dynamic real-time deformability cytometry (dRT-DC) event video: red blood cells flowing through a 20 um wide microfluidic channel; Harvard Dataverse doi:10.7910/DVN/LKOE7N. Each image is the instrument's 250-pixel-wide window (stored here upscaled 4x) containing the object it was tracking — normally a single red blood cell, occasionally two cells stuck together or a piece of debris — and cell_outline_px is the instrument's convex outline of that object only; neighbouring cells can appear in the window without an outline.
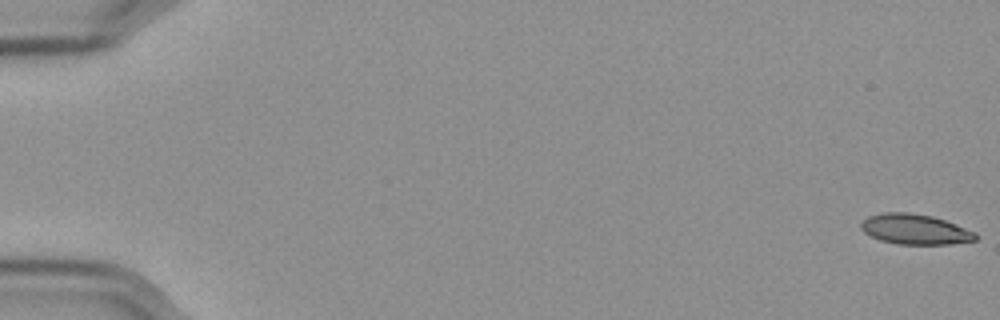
{"species": "Egyptian fruit bat (a non-hibernating species)", "species_latin": "Rousettus aegyptiacus", "temperature_condition": "cold", "stored_images_in_passage": 58, "camera_frame_rate_fps": 3000, "um_per_image_px": 0.085, "frame": {"image": 1, "passage_image": 1, "time_ms": 0.0, "image_size_px": [1000, 320], "cell_outline_px": [[976, 240], [952, 244], [896, 244], [880, 240], [864, 232], [860, 228], [860, 224], [868, 216], [884, 212], [908, 212], [932, 216], [956, 224], [976, 232]], "centroid_in_image_um": [77.77, 19.49], "position_along_channel_um": 7.2, "area_um2": 20.17}}
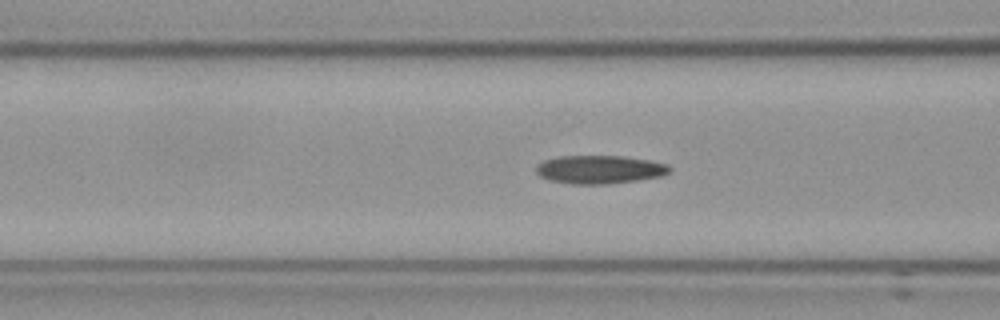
{"frame": {"image": 2, "passage_image": 24, "time_ms": 7.667, "image_size_px": [1000, 320], "cell_outline_px": [[672, 172], [664, 176], [636, 180], [604, 184], [572, 184], [548, 180], [540, 176], [536, 172], [536, 164], [544, 160], [560, 156], [620, 156], [648, 160], [668, 164], [672, 168]], "centroid_in_image_um": [50.98, 14.41], "position_along_channel_um": 115.6, "area_um2": 22.14}}
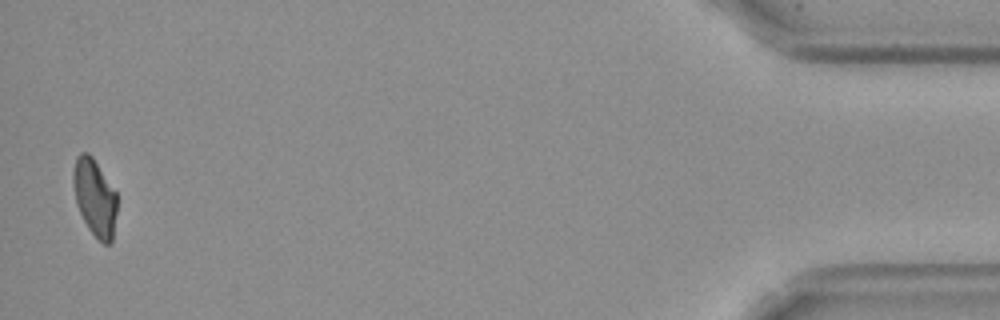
{"frame": {"image": 3, "passage_image": 57, "time_ms": 18.667, "image_size_px": [1000, 320], "cell_outline_px": [[116, 212], [112, 240], [108, 244], [104, 244], [88, 228], [76, 204], [72, 184], [72, 172], [76, 156], [80, 152], [88, 152], [92, 156], [116, 192]], "centroid_in_image_um": [8.02, 16.74], "position_along_channel_um": 427.2, "area_um2": 19.59}, "authors_computed_cell_mechanics": {"area_um2": 20.9814, "velocity_mm_per_s": 3.5837, "shape_relaxation_time_tau1_ms": null, "shape_relaxation_time_tau2_ms": 7.0074, "deformation_change_tau1": null, "deformation_change_tau2": 0.1306}}